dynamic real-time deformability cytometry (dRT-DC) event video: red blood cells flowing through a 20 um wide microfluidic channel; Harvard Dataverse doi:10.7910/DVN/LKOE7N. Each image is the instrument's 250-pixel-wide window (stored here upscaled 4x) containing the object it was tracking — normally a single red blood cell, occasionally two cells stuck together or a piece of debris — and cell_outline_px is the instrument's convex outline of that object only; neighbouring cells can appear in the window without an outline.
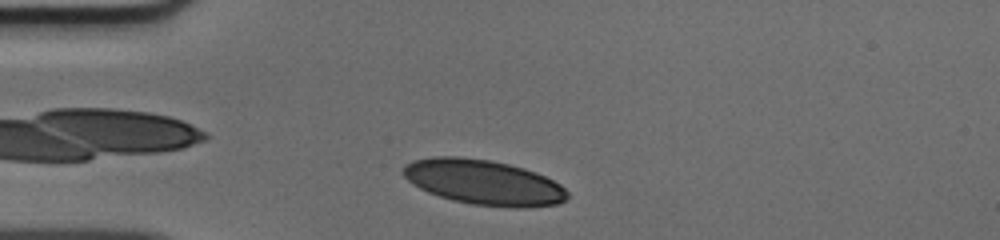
{"species": "human", "species_latin": "Homo sapiens", "temperature_condition": "cold", "stored_images_in_passage": 34, "camera_frame_rate_fps": 3000, "um_per_image_px": 0.085, "donor": {"sex": "male"}, "frame": {"image": 1, "passage_image": 2, "time_ms": 0.333, "image_size_px": [1000, 240], "cell_outline_px": [[568, 196], [560, 204], [528, 208], [508, 208], [472, 204], [452, 200], [428, 192], [412, 184], [400, 172], [404, 164], [412, 160], [432, 156], [456, 156], [488, 160], [508, 164], [524, 168], [536, 172], [560, 184], [568, 192]], "centroid_in_image_um": [41.09, 15.5], "position_along_channel_um": 43.9, "area_um2": 43.47}}
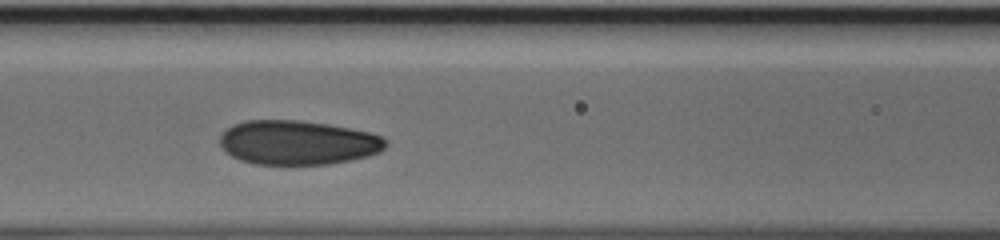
{"frame": {"image": 2, "passage_image": 11, "time_ms": 3.333, "image_size_px": [1000, 240], "cell_outline_px": [[388, 144], [380, 152], [368, 156], [328, 164], [252, 164], [240, 160], [224, 152], [220, 144], [220, 136], [232, 124], [244, 120], [300, 120], [328, 124], [368, 132], [380, 136], [388, 140]], "centroid_in_image_um": [25.28, 12.11], "position_along_channel_um": 141.3, "area_um2": 42.89}}
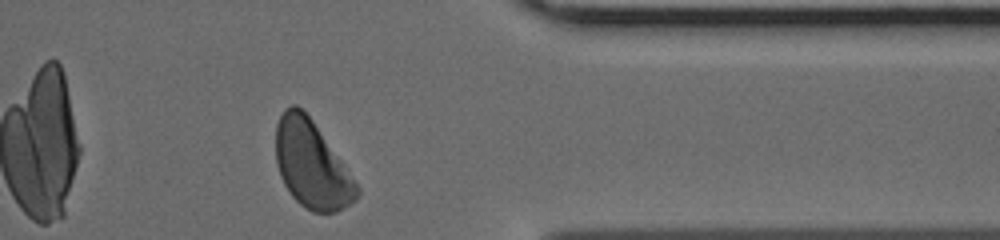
{"frame": {"image": 3, "passage_image": 30, "time_ms": 9.667, "image_size_px": [1000, 240], "cell_outline_px": [[360, 196], [356, 200], [336, 212], [312, 212], [304, 208], [292, 196], [284, 184], [280, 176], [276, 160], [276, 124], [284, 108], [292, 104], [296, 104], [312, 120], [360, 188]], "centroid_in_image_um": [26.47, 14.01], "position_along_channel_um": 384.9, "area_um2": 40.75}}